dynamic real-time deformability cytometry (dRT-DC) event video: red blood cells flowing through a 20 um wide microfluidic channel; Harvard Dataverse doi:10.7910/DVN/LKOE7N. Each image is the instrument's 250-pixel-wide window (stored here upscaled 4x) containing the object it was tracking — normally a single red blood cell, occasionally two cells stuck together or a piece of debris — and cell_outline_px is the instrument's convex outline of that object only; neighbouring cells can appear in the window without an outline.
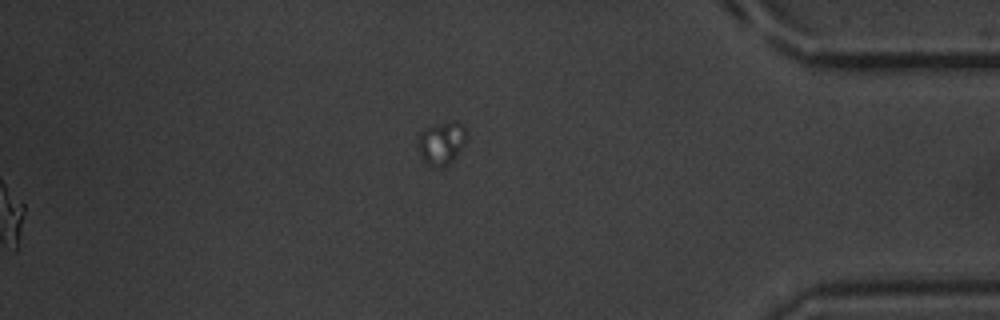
{"species": "common noctule bat (a hibernating species)", "species_latin": "Nyctalus noctula", "temperature_condition": "warm", "stored_images_in_passage": 47, "segment_of_instrument_passage": [2, 2], "camera_frame_rate_fps": 3000, "um_per_image_px": 0.085, "animal": {"sex": "male", "body_mass_g": 20.1, "forearm_length_mm": 53.5}, "frame": {"image": 1, "passage_image": 47, "time_ms": 15.333, "image_size_px": [1000, 320], "cell_outline_px": [[464, 144], [456, 156], [448, 164], [440, 168], [432, 168], [420, 156], [416, 144], [416, 140], [420, 132], [424, 128], [432, 124], [452, 120], [456, 120], [464, 128]], "centroid_in_image_um": [37.45, 12.15], "position_along_channel_um": 397.7, "area_um2": 12.37}}